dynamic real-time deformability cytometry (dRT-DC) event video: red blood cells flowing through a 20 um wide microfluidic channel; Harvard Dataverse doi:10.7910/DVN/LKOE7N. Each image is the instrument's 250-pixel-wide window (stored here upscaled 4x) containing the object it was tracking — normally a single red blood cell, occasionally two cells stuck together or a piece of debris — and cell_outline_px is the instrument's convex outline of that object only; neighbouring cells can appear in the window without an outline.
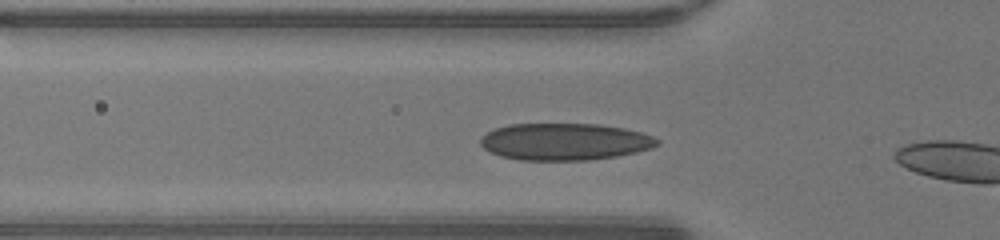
{"species": "human", "species_latin": "Homo sapiens", "temperature_condition": "warm", "stored_images_in_passage": 7, "camera_frame_rate_fps": 3000, "um_per_image_px": 0.085, "donor": {"sex": "male"}, "frame": {"image": 1, "passage_image": 2, "time_ms": 0.333, "image_size_px": [1000, 240], "cell_outline_px": [[660, 144], [652, 148], [636, 152], [616, 156], [588, 160], [520, 160], [500, 156], [484, 148], [480, 144], [480, 136], [496, 128], [508, 124], [600, 124], [624, 128], [640, 132], [652, 136], [660, 140]], "centroid_in_image_um": [48.01, 12.04], "position_along_channel_um": 77.8, "area_um2": 38.15}}
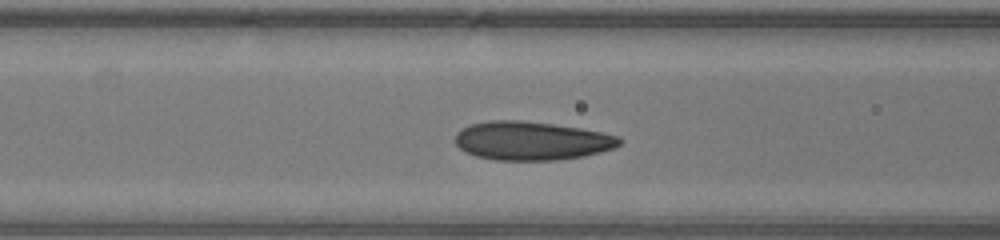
{"frame": {"image": 2, "passage_image": 5, "time_ms": 1.333, "image_size_px": [1000, 240], "cell_outline_px": [[624, 140], [620, 144], [612, 148], [600, 152], [584, 156], [556, 160], [496, 160], [476, 156], [464, 152], [456, 144], [456, 132], [472, 124], [492, 120], [520, 120], [552, 124], [580, 128], [620, 136]], "centroid_in_image_um": [45.19, 11.97], "position_along_channel_um": 121.4, "area_um2": 36.88}}